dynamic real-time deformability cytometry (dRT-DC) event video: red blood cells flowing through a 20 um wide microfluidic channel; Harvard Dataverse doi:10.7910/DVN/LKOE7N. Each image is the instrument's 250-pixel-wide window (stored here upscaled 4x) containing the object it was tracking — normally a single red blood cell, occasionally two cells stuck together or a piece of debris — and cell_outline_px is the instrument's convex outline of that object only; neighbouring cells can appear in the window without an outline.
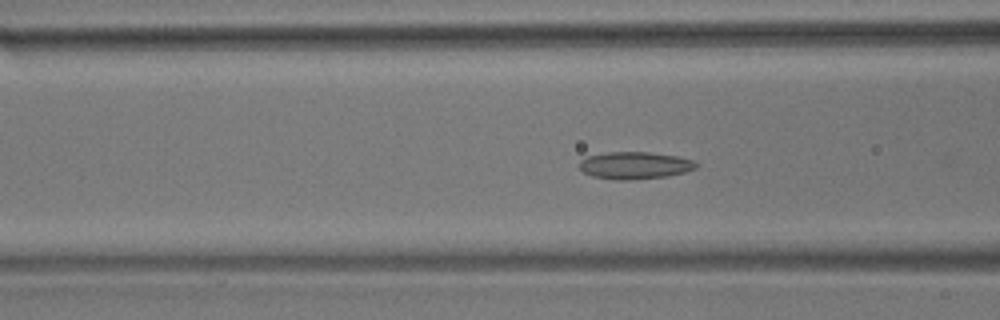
{"species": "common noctule bat (a hibernating species)", "species_latin": "Nyctalus noctula", "temperature_condition": "room temperature", "stored_images_in_passage": 56, "camera_frame_rate_fps": 3000, "um_per_image_px": 0.085, "animal": {"sex": "male", "body_mass_g": 17.9}, "frame": {"image": 1, "passage_image": 22, "time_ms": 7.0, "image_size_px": [1000, 320], "cell_outline_px": [[700, 164], [696, 168], [684, 172], [668, 176], [632, 180], [616, 180], [592, 176], [584, 172], [580, 168], [580, 160], [588, 156], [608, 152], [648, 152], [676, 156], [692, 160]], "centroid_in_image_um": [53.97, 14.06], "position_along_channel_um": 112.6, "area_um2": 18.5}}
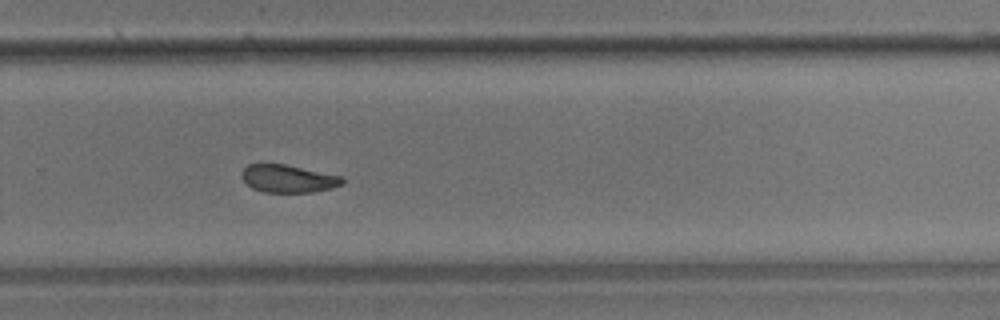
{"frame": {"image": 2, "passage_image": 38, "time_ms": 12.333, "image_size_px": [1000, 320], "cell_outline_px": [[344, 184], [332, 188], [312, 192], [264, 192], [252, 188], [240, 176], [240, 172], [248, 164], [284, 164], [344, 176]], "centroid_in_image_um": [24.52, 15.18], "position_along_channel_um": 305.3, "area_um2": 16.36}}
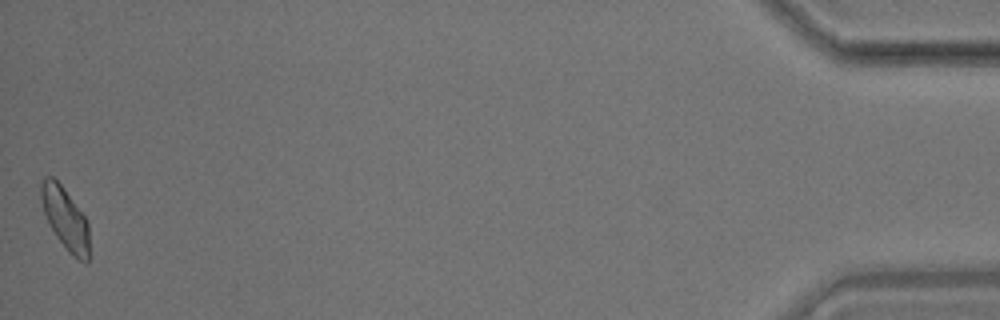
{"frame": {"image": 3, "passage_image": 56, "time_ms": 18.333, "image_size_px": [1000, 320], "cell_outline_px": [[88, 264], [80, 260], [68, 252], [56, 236], [48, 224], [40, 200], [40, 184], [44, 176], [52, 176], [60, 184], [88, 220]], "centroid_in_image_um": [5.52, 18.56], "position_along_channel_um": 429.7, "area_um2": 17.4}, "authors_computed_cell_mechanics": {"area_um2": 17.4556, "velocity_mm_per_s": 3.6207, "shape_relaxation_time_tau1_ms": 9.3791, "shape_relaxation_time_tau2_ms": 3.1157, "deformation_change_tau1": 0.1621, "deformation_change_tau2": 0.0889}}